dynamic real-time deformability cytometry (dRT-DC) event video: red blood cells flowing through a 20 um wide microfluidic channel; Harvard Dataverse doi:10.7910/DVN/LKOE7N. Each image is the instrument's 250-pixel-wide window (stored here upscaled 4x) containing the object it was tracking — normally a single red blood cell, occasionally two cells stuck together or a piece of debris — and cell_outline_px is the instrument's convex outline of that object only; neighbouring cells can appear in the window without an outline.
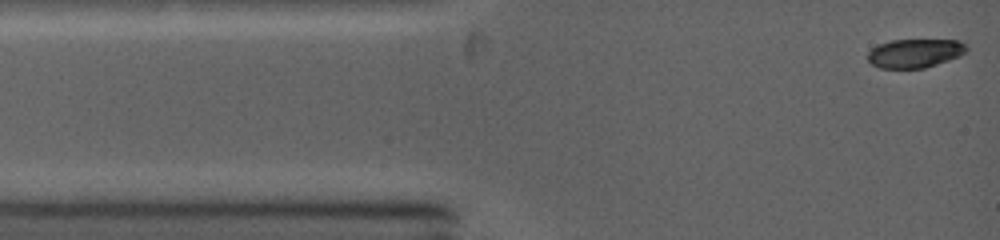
{"species": "common noctule bat (a hibernating species)", "species_latin": "Nyctalus noctula", "temperature_condition": "warm", "stored_images_in_passage": 4, "camera_frame_rate_fps": 5000, "um_per_image_px": 0.085, "animal": {"sex": "female", "body_mass_g": 19.0, "forearm_length_mm": 53.3}, "frame": {"image": 1, "passage_image": 1, "time_ms": 0.0, "image_size_px": [1000, 240], "cell_outline_px": [[968, 48], [960, 56], [924, 68], [880, 68], [872, 64], [868, 60], [868, 52], [872, 48], [880, 44], [892, 40], [960, 40]], "centroid_in_image_um": [77.76, 4.52], "position_along_channel_um": 7.2, "area_um2": 16.42}}
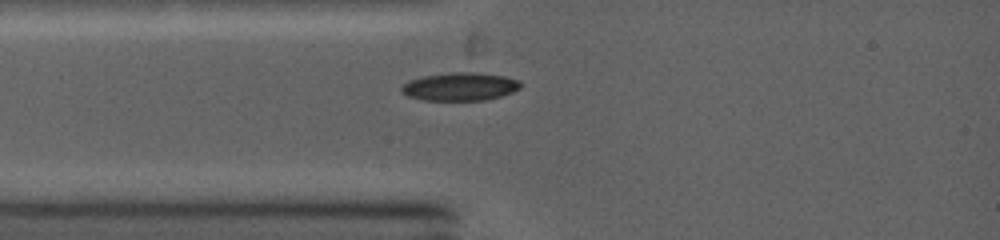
{"frame": {"image": 2, "passage_image": 4, "time_ms": 2.2, "image_size_px": [1000, 240], "cell_outline_px": [[520, 88], [512, 92], [500, 96], [484, 100], [424, 100], [408, 96], [400, 92], [400, 88], [408, 80], [424, 76], [448, 72], [476, 72], [504, 76], [520, 80]], "centroid_in_image_um": [39.08, 7.35], "position_along_channel_um": 45.9, "area_um2": 19.54}}